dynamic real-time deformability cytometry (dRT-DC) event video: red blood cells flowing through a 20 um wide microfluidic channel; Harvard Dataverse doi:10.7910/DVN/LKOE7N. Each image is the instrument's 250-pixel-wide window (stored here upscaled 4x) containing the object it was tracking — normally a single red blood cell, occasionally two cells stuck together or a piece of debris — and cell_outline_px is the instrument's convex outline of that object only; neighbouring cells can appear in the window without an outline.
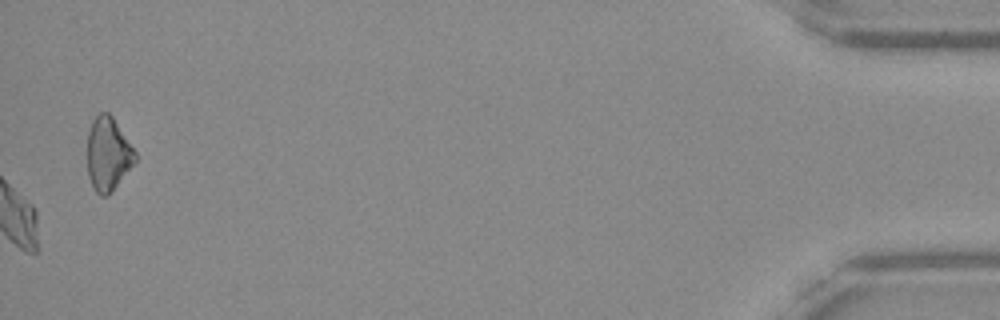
{"species": "Egyptian fruit bat (a non-hibernating species)", "species_latin": "Rousettus aegyptiacus", "temperature_condition": "warm", "stored_images_in_passage": 53, "camera_frame_rate_fps": 3000, "um_per_image_px": 0.085, "frame": {"image": 1, "passage_image": 53, "time_ms": 17.333, "image_size_px": [1000, 320], "cell_outline_px": [[136, 160], [108, 196], [100, 196], [96, 192], [88, 176], [88, 132], [92, 120], [100, 112], [108, 112], [112, 116], [136, 152]], "centroid_in_image_um": [9.17, 13.08], "position_along_channel_um": 426.0, "area_um2": 20.23}, "authors_computed_cell_mechanics": {"area_um2": 20.23, "velocity_mm_per_s": 3.8889, "shape_relaxation_time_tau1_ms": null, "shape_relaxation_time_tau2_ms": 2.4872, "deformation_change_tau1": null, "deformation_change_tau2": 0.0934}}